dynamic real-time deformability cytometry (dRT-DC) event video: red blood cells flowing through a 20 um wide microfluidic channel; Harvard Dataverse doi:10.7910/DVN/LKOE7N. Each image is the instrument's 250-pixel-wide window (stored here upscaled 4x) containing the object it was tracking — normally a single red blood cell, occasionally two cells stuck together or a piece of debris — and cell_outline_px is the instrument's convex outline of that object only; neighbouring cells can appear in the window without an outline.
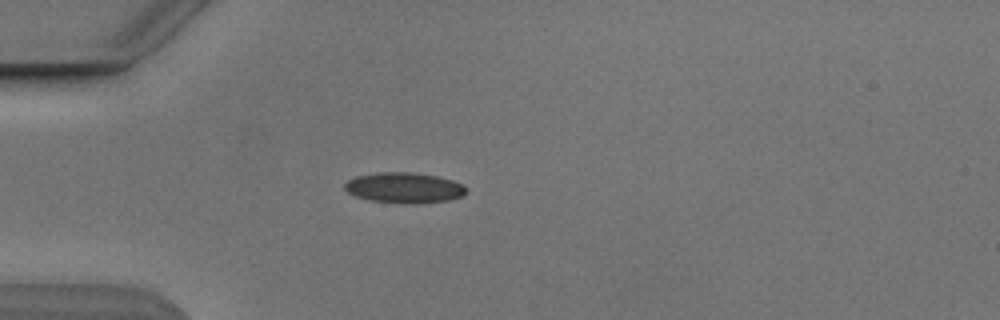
{"species": "Egyptian fruit bat (a non-hibernating species)", "species_latin": "Rousettus aegyptiacus", "temperature_condition": "cold", "stored_images_in_passage": 3, "camera_frame_rate_fps": 3000, "um_per_image_px": 0.085, "animal": {"sex": "male"}, "frame": {"image": 1, "passage_image": 3, "time_ms": 3.0, "image_size_px": [1000, 320], "cell_outline_px": [[464, 196], [448, 200], [424, 204], [400, 204], [368, 200], [356, 196], [348, 192], [344, 188], [344, 184], [348, 180], [356, 176], [380, 172], [412, 172], [436, 176], [452, 180], [464, 184]], "centroid_in_image_um": [34.35, 15.98], "position_along_channel_um": 50.6, "area_um2": 21.85}}